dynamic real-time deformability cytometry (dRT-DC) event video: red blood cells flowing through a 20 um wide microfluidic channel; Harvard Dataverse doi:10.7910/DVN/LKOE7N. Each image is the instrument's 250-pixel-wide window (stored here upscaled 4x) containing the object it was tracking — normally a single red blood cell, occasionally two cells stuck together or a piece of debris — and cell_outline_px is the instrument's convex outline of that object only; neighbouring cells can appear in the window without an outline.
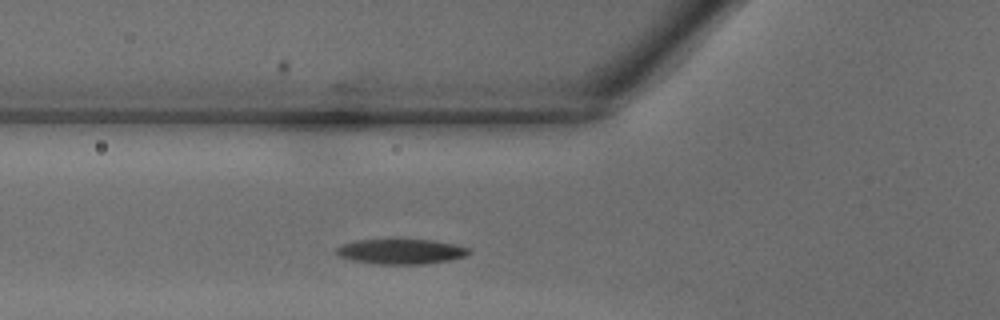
{"species": "common noctule bat (a hibernating species)", "species_latin": "Nyctalus noctula", "temperature_condition": "warm", "stored_images_in_passage": 29, "camera_frame_rate_fps": 3000, "um_per_image_px": 0.085, "animal": {"sex": "male", "body_mass_g": 18.8}, "frame": {"image": 1, "passage_image": 6, "time_ms": 1.667, "image_size_px": [1000, 320], "cell_outline_px": [[472, 252], [464, 256], [448, 260], [424, 264], [380, 264], [352, 260], [340, 256], [336, 252], [336, 248], [344, 244], [356, 240], [400, 236], [432, 240], [456, 244], [468, 248]], "centroid_in_image_um": [34.08, 21.32], "position_along_channel_um": 91.7, "area_um2": 20.17}}
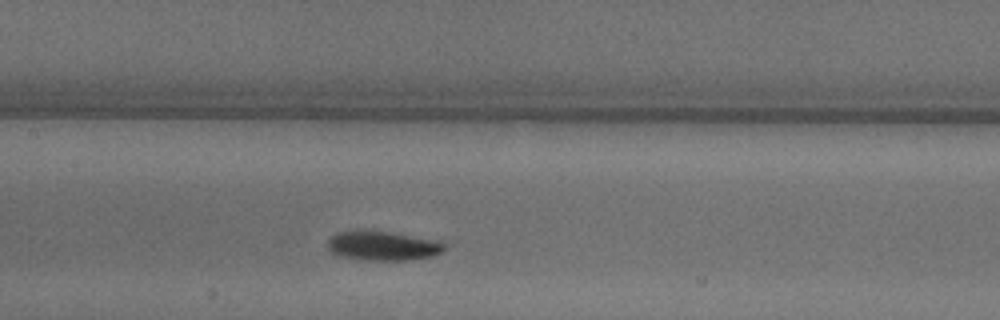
{"frame": {"image": 2, "passage_image": 11, "time_ms": 3.333, "image_size_px": [1000, 320], "cell_outline_px": [[444, 252], [436, 256], [408, 260], [364, 260], [340, 256], [332, 252], [328, 248], [328, 240], [332, 236], [340, 232], [388, 232], [436, 240], [444, 244]], "centroid_in_image_um": [32.59, 20.93], "position_along_channel_um": 174.8, "area_um2": 19.48}}
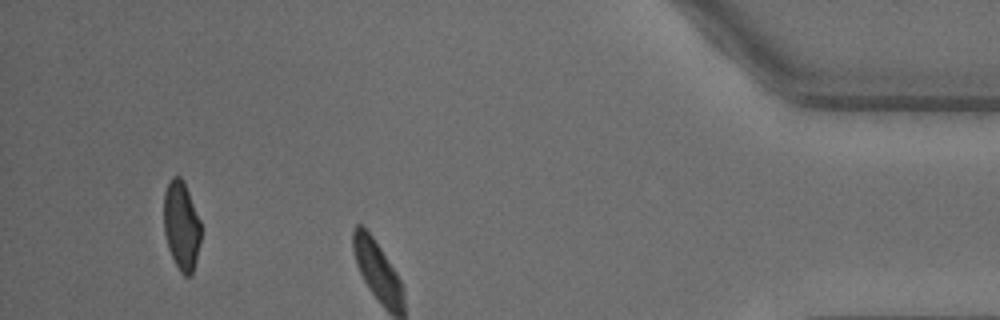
{"frame": {"image": 3, "passage_image": 27, "time_ms": 8.667, "image_size_px": [1000, 320], "cell_outline_px": [[200, 244], [192, 276], [184, 276], [180, 272], [168, 248], [164, 232], [164, 192], [172, 176], [180, 176], [184, 180], [200, 220]], "centroid_in_image_um": [15.42, 19.18], "position_along_channel_um": 419.8, "area_um2": 19.31}}